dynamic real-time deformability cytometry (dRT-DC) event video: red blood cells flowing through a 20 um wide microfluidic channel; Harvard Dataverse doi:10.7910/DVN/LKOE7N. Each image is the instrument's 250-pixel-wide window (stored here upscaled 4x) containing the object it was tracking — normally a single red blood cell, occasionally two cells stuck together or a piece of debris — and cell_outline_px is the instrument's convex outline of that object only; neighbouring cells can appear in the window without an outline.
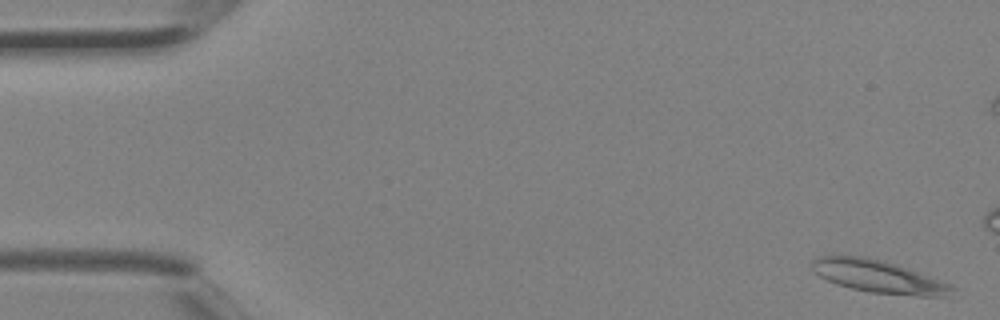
{"species": "Egyptian fruit bat (a non-hibernating species)", "species_latin": "Rousettus aegyptiacus", "temperature_condition": "room temperature", "stored_images_in_passage": 4, "camera_frame_rate_fps": 3000, "um_per_image_px": 0.085, "animal": {"sex": "female"}, "frame": {"image": 1, "passage_image": 1, "time_ms": 0.0, "image_size_px": [1000, 320], "cell_outline_px": [[956, 288], [944, 296], [916, 296], [872, 292], [852, 288], [836, 284], [820, 276], [812, 268], [812, 260], [816, 256], [836, 252], [864, 256], [896, 264], [952, 284]], "centroid_in_image_um": [74.58, 23.45], "position_along_channel_um": 10.4, "area_um2": 26.93}}